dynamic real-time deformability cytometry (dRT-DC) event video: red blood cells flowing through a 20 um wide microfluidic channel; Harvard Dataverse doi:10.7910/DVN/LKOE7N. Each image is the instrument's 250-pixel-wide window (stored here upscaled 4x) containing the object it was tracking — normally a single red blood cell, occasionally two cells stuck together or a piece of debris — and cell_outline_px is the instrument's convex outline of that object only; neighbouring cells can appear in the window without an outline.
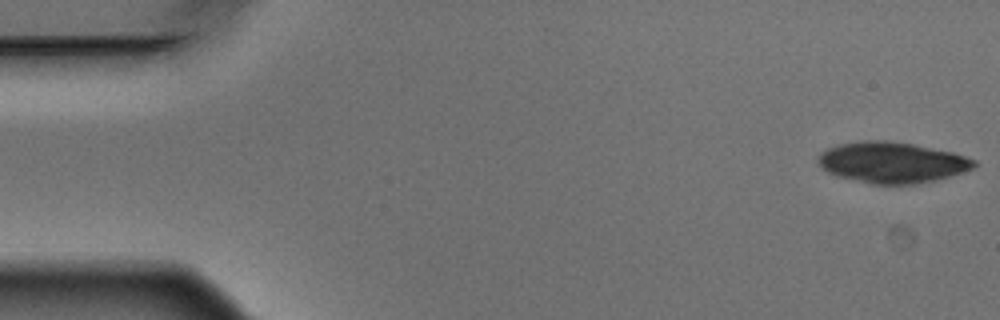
{"species": "Egyptian fruit bat (a non-hibernating species)", "species_latin": "Rousettus aegyptiacus", "temperature_condition": "warm", "stored_images_in_passage": 5, "camera_frame_rate_fps": 3000, "um_per_image_px": 0.085, "animal": {"sex": "male"}, "frame": {"image": 1, "passage_image": 1, "time_ms": 0.0, "image_size_px": [1000, 320], "cell_outline_px": [[976, 164], [972, 168], [936, 180], [916, 184], [872, 184], [836, 176], [820, 168], [816, 160], [820, 152], [828, 148], [840, 144], [860, 140], [884, 140], [912, 144], [952, 152], [976, 160]], "centroid_in_image_um": [75.75, 13.81], "position_along_channel_um": 9.3, "area_um2": 37.11}}